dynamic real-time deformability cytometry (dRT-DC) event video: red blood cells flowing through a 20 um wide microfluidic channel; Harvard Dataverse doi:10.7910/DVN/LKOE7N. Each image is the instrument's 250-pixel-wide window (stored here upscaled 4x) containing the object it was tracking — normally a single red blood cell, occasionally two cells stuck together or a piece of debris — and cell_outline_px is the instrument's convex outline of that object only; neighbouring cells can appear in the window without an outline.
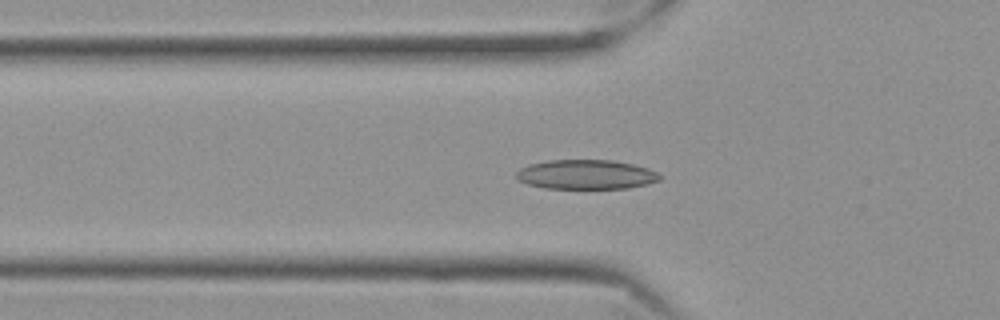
{"species": "Egyptian fruit bat (a non-hibernating species)", "species_latin": "Rousettus aegyptiacus", "temperature_condition": "cold", "stored_images_in_passage": 45, "camera_frame_rate_fps": 3000, "um_per_image_px": 0.085, "frame": {"image": 1, "passage_image": 7, "time_ms": 2.0, "image_size_px": [1000, 320], "cell_outline_px": [[664, 176], [660, 180], [648, 184], [628, 188], [544, 188], [528, 184], [520, 180], [516, 176], [516, 172], [520, 168], [528, 164], [548, 160], [612, 160], [632, 164], [648, 168]], "centroid_in_image_um": [49.84, 14.83], "position_along_channel_um": 76.0, "area_um2": 24.68}}
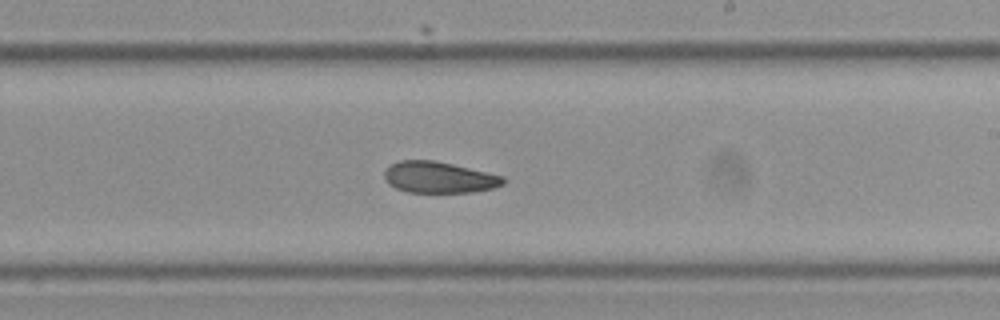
{"frame": {"image": 2, "passage_image": 22, "time_ms": 7.0, "image_size_px": [1000, 320], "cell_outline_px": [[508, 180], [504, 184], [492, 188], [472, 192], [408, 192], [396, 188], [388, 184], [384, 180], [384, 172], [392, 164], [400, 160], [436, 160], [504, 176]], "centroid_in_image_um": [37.33, 15.07], "position_along_channel_um": 251.7, "area_um2": 21.73}}
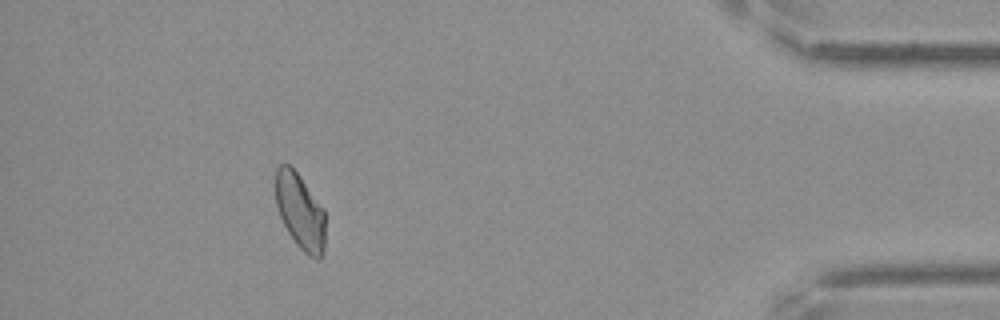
{"frame": {"image": 3, "passage_image": 40, "time_ms": 13.0, "image_size_px": [1000, 320], "cell_outline_px": [[324, 248], [320, 260], [316, 260], [304, 252], [296, 244], [288, 232], [280, 216], [276, 204], [276, 168], [280, 164], [288, 164], [300, 176], [324, 208]], "centroid_in_image_um": [25.52, 17.98], "position_along_channel_um": 409.7, "area_um2": 21.85}, "authors_computed_cell_mechanics": {"area_um2": 22.7154, "velocity_mm_per_s": 3.499, "shape_relaxation_time_tau1_ms": 9.1308, "shape_relaxation_time_tau2_ms": 9.0344, "deformation_change_tau1": 0.1777, "deformation_change_tau2": 0.1367}}